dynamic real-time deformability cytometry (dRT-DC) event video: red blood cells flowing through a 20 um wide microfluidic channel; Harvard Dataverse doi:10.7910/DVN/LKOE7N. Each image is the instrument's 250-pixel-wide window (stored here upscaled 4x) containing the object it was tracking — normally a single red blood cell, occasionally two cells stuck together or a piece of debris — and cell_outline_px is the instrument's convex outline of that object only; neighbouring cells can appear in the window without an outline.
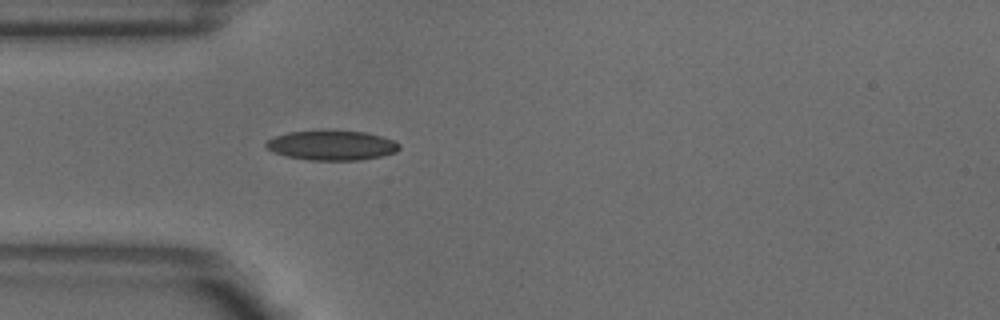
{"species": "common noctule bat (a hibernating species)", "species_latin": "Nyctalus noctula", "temperature_condition": "warm", "stored_images_in_passage": 1, "camera_frame_rate_fps": 3000, "um_per_image_px": 0.085, "animal": {"sex": "male", "body_mass_g": 18.8}, "frame": {"image": 1, "passage_image": 1, "time_ms": 0.0, "image_size_px": [1000, 320], "cell_outline_px": [[400, 148], [396, 152], [380, 156], [360, 160], [308, 160], [288, 156], [276, 152], [268, 148], [264, 144], [268, 140], [276, 136], [288, 132], [364, 132], [380, 136], [392, 140], [400, 144]], "centroid_in_image_um": [28.23, 12.38], "position_along_channel_um": 56.8, "area_um2": 22.31}}